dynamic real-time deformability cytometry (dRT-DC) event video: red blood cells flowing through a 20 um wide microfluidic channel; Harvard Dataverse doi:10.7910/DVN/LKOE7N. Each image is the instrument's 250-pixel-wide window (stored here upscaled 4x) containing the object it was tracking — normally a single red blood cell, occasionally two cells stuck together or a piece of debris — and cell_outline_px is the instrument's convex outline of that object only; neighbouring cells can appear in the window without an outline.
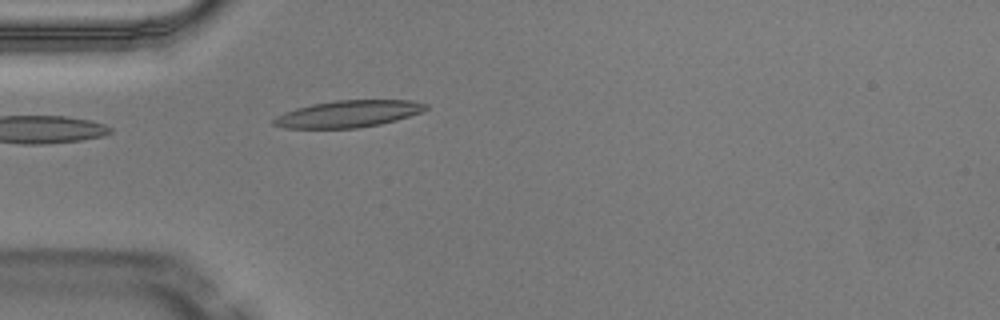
{"species": "Egyptian fruit bat (a non-hibernating species)", "species_latin": "Rousettus aegyptiacus", "temperature_condition": "warm", "stored_images_in_passage": 4, "camera_frame_rate_fps": 3000, "um_per_image_px": 0.085, "animal": {"sex": "male"}, "frame": {"image": 1, "passage_image": 4, "time_ms": 1.0, "image_size_px": [1000, 320], "cell_outline_px": [[428, 108], [424, 112], [396, 120], [380, 124], [360, 128], [284, 128], [272, 124], [272, 120], [276, 116], [296, 108], [312, 104], [336, 100], [412, 100], [428, 104]], "centroid_in_image_um": [29.64, 9.68], "position_along_channel_um": 55.4, "area_um2": 23.93}}